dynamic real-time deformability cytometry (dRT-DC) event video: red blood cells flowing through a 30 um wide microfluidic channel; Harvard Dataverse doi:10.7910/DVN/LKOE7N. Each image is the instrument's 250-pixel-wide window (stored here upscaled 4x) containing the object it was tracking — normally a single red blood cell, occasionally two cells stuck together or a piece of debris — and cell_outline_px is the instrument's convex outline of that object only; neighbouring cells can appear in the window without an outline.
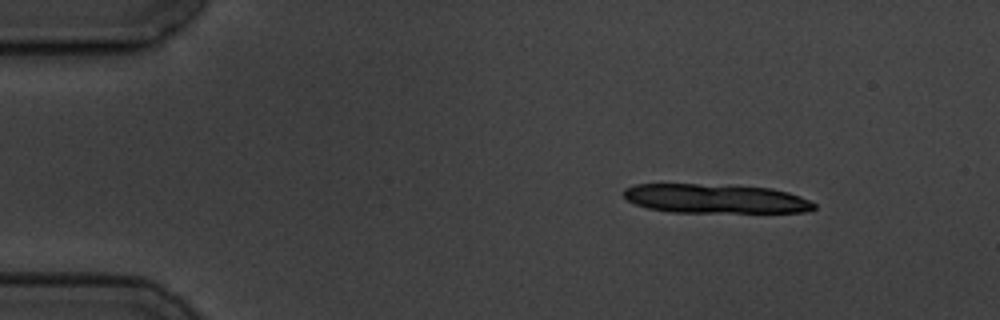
{"species": "common noctule bat (a hibernating species)", "species_latin": "Nyctalus noctula", "temperature_condition": "cold", "stored_images_in_passage": 4, "camera_frame_rate_fps": 3000, "um_per_image_px": 0.085, "animal": {"sex": "male", "body_mass_g": 19.5, "forearm_length_mm": 54.6}, "frame": {"image": 1, "passage_image": 1, "time_ms": 0.0, "image_size_px": [1000, 320], "cell_outline_px": [[816, 208], [804, 212], [672, 212], [648, 208], [636, 204], [628, 200], [624, 196], [624, 188], [636, 184], [696, 184], [772, 188], [788, 192], [800, 196], [816, 204]], "centroid_in_image_um": [60.81, 16.89], "position_along_channel_um": 24.2, "area_um2": 32.14}}